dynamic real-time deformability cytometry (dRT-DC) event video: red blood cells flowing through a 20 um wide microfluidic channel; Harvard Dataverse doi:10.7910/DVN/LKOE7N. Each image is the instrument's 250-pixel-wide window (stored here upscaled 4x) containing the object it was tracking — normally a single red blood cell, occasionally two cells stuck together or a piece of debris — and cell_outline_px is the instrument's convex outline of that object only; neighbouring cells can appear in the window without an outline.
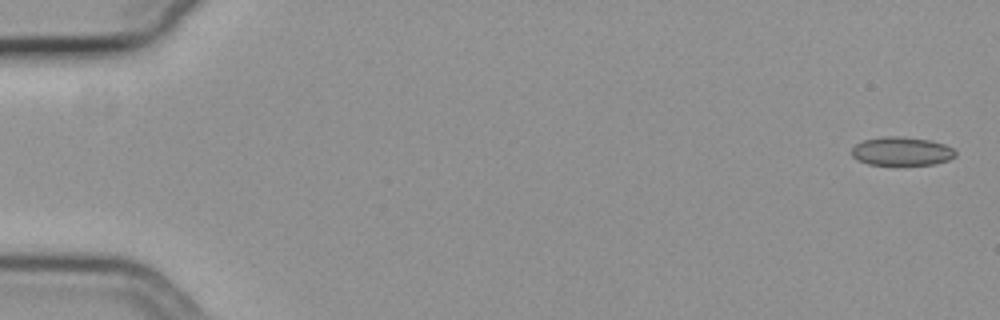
{"species": "common noctule bat (a hibernating species)", "species_latin": "Nyctalus noctula", "temperature_condition": "cold", "stored_images_in_passage": 9, "camera_frame_rate_fps": 3000, "um_per_image_px": 0.085, "animal": {"sex": "female", "body_mass_g": 19.3, "forearm_length_mm": 54.1}, "frame": {"image": 1, "passage_image": 1, "time_ms": 0.0, "image_size_px": [1000, 320], "cell_outline_px": [[956, 156], [948, 160], [936, 164], [896, 168], [868, 164], [856, 160], [852, 156], [852, 148], [856, 144], [864, 140], [884, 136], [904, 136], [928, 140], [944, 144], [952, 148], [956, 152]], "centroid_in_image_um": [76.63, 12.91], "position_along_channel_um": 8.4, "area_um2": 18.21}}